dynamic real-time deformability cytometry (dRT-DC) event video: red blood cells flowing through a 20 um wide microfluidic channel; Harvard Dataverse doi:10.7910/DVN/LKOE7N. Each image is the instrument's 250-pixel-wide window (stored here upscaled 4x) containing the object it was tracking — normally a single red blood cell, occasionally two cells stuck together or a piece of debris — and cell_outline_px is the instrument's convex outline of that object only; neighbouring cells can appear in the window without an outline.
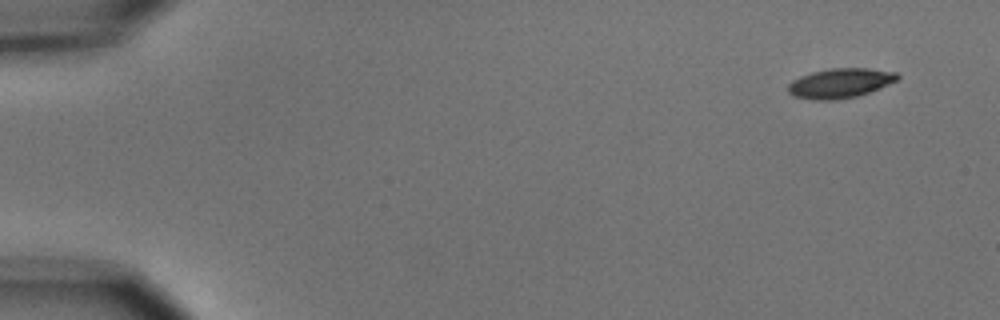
{"species": "common noctule bat (a hibernating species)", "species_latin": "Nyctalus noctula", "temperature_condition": "cold", "stored_images_in_passage": 6, "camera_frame_rate_fps": 3000, "um_per_image_px": 0.085, "animal": {"sex": "male", "body_mass_g": 15.6}, "frame": {"image": 1, "passage_image": 1, "time_ms": 0.0, "image_size_px": [1000, 320], "cell_outline_px": [[900, 76], [896, 80], [880, 88], [856, 96], [836, 100], [812, 100], [792, 96], [788, 92], [788, 84], [792, 80], [800, 76], [812, 72], [828, 68], [868, 68], [896, 72]], "centroid_in_image_um": [71.37, 7.07], "position_along_channel_um": 13.6, "area_um2": 18.96}}
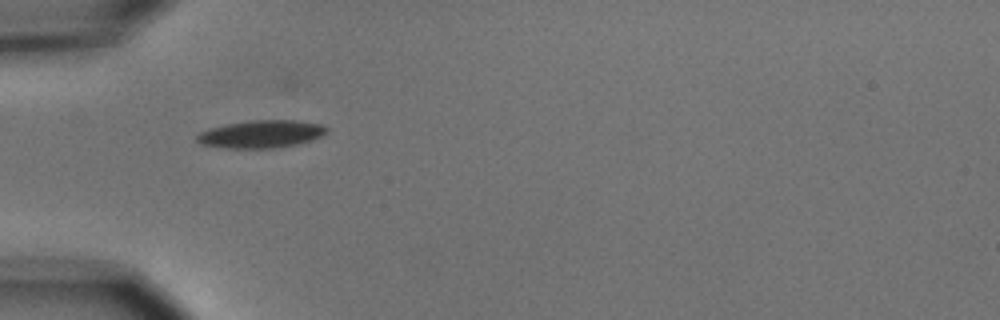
{"frame": {"image": 2, "passage_image": 5, "time_ms": 4.667, "image_size_px": [1000, 320], "cell_outline_px": [[328, 132], [312, 140], [296, 144], [272, 148], [228, 148], [200, 144], [196, 140], [196, 136], [200, 132], [212, 128], [228, 124], [252, 120], [296, 120], [320, 124], [328, 128]], "centroid_in_image_um": [22.21, 11.39], "position_along_channel_um": 62.8, "area_um2": 20.69}}
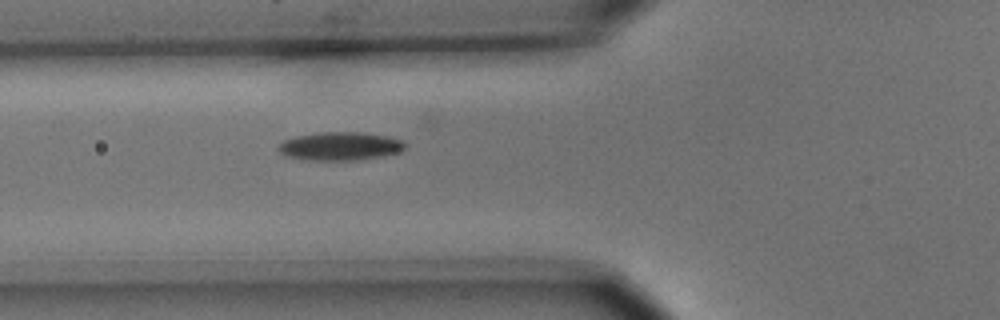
{"frame": {"image": 3, "passage_image": 6, "time_ms": 5.667, "image_size_px": [1000, 320], "cell_outline_px": [[408, 144], [400, 152], [360, 160], [308, 160], [284, 156], [276, 148], [284, 140], [296, 136], [320, 132], [364, 132], [388, 136], [400, 140]], "centroid_in_image_um": [28.9, 12.42], "position_along_channel_um": 96.9, "area_um2": 21.04}}